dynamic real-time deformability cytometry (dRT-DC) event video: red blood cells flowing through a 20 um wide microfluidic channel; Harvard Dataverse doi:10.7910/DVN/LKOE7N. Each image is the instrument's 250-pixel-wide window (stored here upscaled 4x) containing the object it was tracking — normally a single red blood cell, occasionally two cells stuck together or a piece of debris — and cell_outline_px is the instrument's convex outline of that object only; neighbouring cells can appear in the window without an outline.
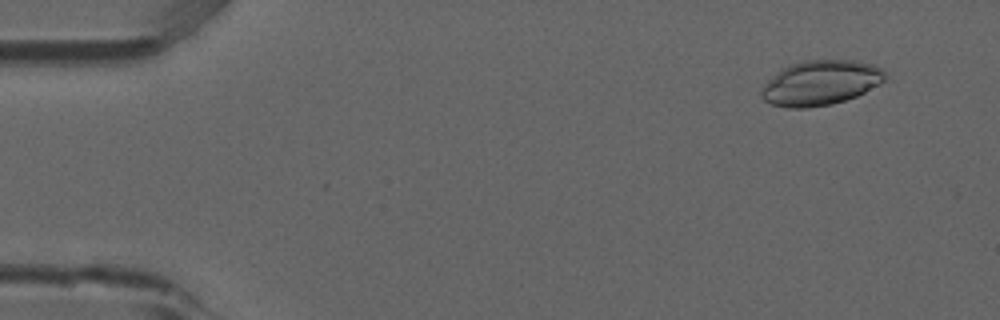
{"species": "common noctule bat (a hibernating species)", "species_latin": "Nyctalus noctula", "temperature_condition": "room temperature", "stored_images_in_passage": 23, "camera_frame_rate_fps": 3000, "um_per_image_px": 0.085, "animal": {"sex": "male", "forearm_length_mm": 52.5}, "frame": {"image": 1, "passage_image": 4, "time_ms": 1.0, "image_size_px": [1000, 320], "cell_outline_px": [[888, 76], [880, 84], [856, 96], [832, 104], [804, 108], [788, 108], [772, 104], [764, 100], [760, 96], [760, 92], [764, 84], [776, 72], [788, 64], [804, 60], [852, 60], [872, 64], [880, 68]], "centroid_in_image_um": [69.72, 7.03], "position_along_channel_um": 15.3, "area_um2": 32.37}}
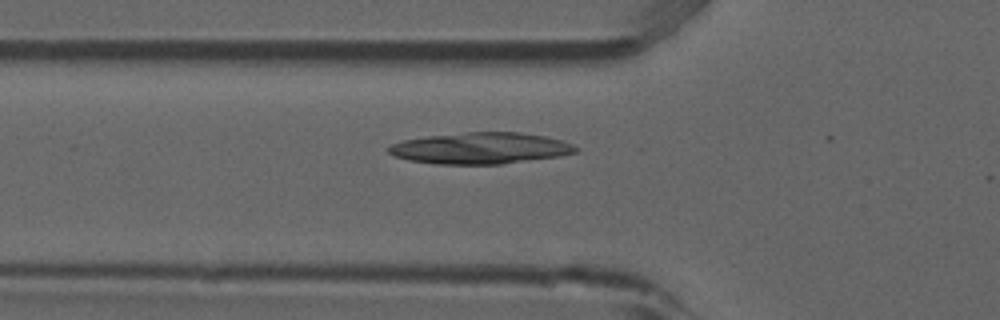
{"frame": {"image": 2, "passage_image": 18, "time_ms": 5.667, "image_size_px": [1000, 320], "cell_outline_px": [[576, 152], [560, 156], [500, 164], [436, 164], [408, 160], [392, 156], [384, 148], [392, 144], [404, 140], [428, 136], [464, 132], [520, 132], [544, 136], [560, 140], [572, 144], [576, 148]], "centroid_in_image_um": [40.78, 12.6], "position_along_channel_um": 85.0, "area_um2": 34.16}}
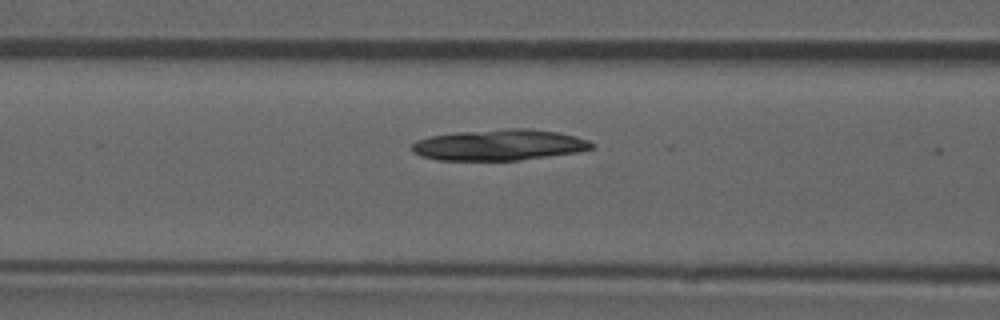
{"frame": {"image": 3, "passage_image": 21, "time_ms": 6.667, "image_size_px": [1000, 320], "cell_outline_px": [[596, 148], [576, 152], [520, 160], [440, 160], [420, 156], [412, 152], [412, 144], [416, 140], [428, 136], [456, 132], [508, 128], [532, 128], [556, 132], [576, 136], [588, 140], [596, 144]], "centroid_in_image_um": [42.44, 12.31], "position_along_channel_um": 124.2, "area_um2": 32.71}}